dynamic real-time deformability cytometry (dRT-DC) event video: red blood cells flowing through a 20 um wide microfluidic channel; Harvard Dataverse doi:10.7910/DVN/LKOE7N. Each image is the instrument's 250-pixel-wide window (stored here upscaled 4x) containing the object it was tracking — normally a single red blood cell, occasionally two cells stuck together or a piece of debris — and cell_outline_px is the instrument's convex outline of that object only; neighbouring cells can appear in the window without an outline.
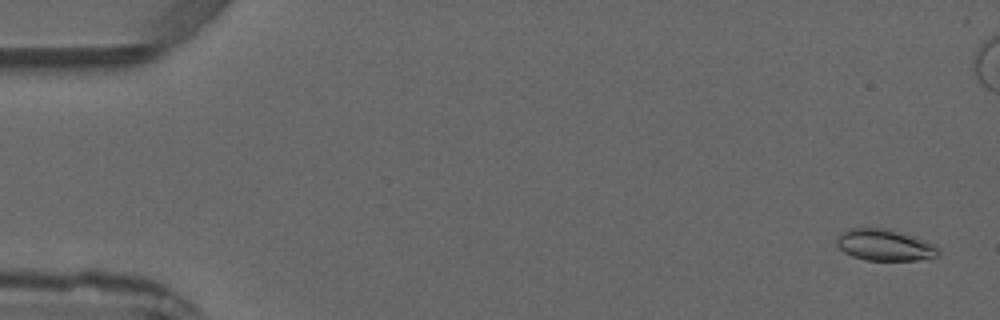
{"species": "common noctule bat (a hibernating species)", "species_latin": "Nyctalus noctula", "temperature_condition": "warm", "stored_images_in_passage": 4, "camera_frame_rate_fps": 3000, "um_per_image_px": 0.085, "animal": {"sex": "male", "forearm_length_mm": 52.5}, "frame": {"image": 1, "passage_image": 1, "time_ms": 0.0, "image_size_px": [1000, 320], "cell_outline_px": [[940, 256], [932, 260], [864, 260], [852, 256], [844, 252], [836, 244], [836, 240], [840, 232], [848, 228], [888, 228], [936, 244], [940, 248]], "centroid_in_image_um": [75.26, 20.84], "position_along_channel_um": 9.7, "area_um2": 19.07}}
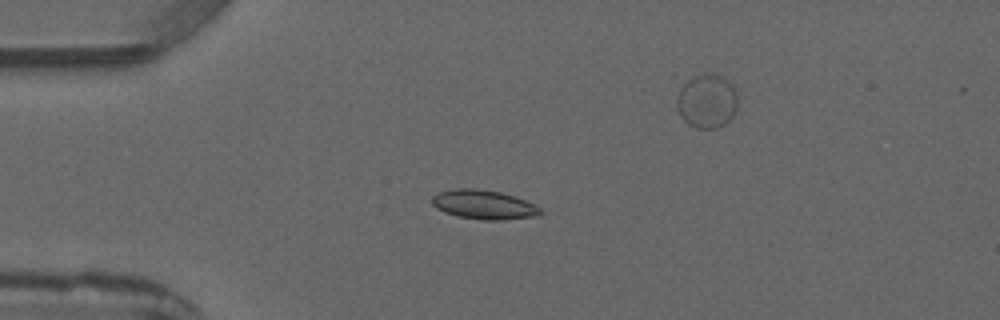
{"frame": {"image": 2, "passage_image": 3, "time_ms": 3.333, "image_size_px": [1000, 320], "cell_outline_px": [[544, 212], [540, 216], [504, 220], [484, 220], [456, 216], [444, 212], [436, 208], [432, 204], [432, 196], [440, 192], [456, 188], [476, 188], [500, 192], [524, 200], [540, 208]], "centroid_in_image_um": [41.12, 17.41], "position_along_channel_um": 43.9, "area_um2": 18.5}}